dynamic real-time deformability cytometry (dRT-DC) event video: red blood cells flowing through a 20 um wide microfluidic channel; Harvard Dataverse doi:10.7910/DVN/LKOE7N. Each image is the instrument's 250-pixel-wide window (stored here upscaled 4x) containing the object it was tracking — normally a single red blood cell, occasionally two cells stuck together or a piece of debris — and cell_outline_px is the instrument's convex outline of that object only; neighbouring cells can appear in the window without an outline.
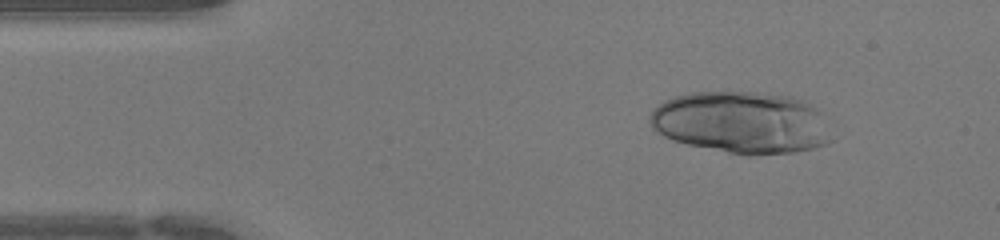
{"species": "human", "species_latin": "Homo sapiens", "temperature_condition": "warm", "stored_images_in_passage": 43, "camera_frame_rate_fps": 3000, "um_per_image_px": 0.085, "donor": {"sex": "female"}, "frame": {"image": 1, "passage_image": 5, "time_ms": 1.333, "image_size_px": [1000, 240], "cell_outline_px": [[832, 140], [828, 144], [796, 152], [748, 156], [688, 144], [672, 140], [656, 132], [652, 128], [648, 120], [648, 116], [652, 108], [664, 100], [676, 96], [692, 92], [756, 92], [792, 96], [804, 100], [816, 108], [820, 112]], "centroid_in_image_um": [62.99, 10.41], "position_along_channel_um": 22.0, "area_um2": 66.01}}